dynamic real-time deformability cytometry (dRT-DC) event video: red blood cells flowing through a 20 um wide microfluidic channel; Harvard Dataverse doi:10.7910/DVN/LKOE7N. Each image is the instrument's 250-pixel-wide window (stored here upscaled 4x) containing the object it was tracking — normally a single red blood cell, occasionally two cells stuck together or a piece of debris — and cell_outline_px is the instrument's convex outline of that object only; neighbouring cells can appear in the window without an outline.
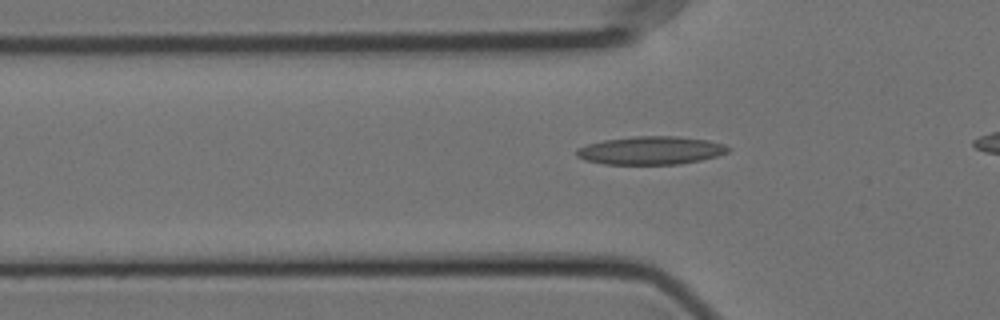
{"species": "Egyptian fruit bat (a non-hibernating species)", "species_latin": "Rousettus aegyptiacus", "temperature_condition": "cold", "stored_images_in_passage": 31, "camera_frame_rate_fps": 3000, "um_per_image_px": 0.085, "animal": {"sex": "female"}, "frame": {"image": 1, "passage_image": 3, "time_ms": 0.667, "image_size_px": [1000, 320], "cell_outline_px": [[732, 148], [728, 152], [716, 156], [700, 160], [680, 164], [604, 164], [584, 160], [576, 156], [576, 148], [588, 144], [604, 140], [636, 136], [676, 136], [708, 140], [724, 144]], "centroid_in_image_um": [55.32, 12.79], "position_along_channel_um": 70.5, "area_um2": 24.91}}
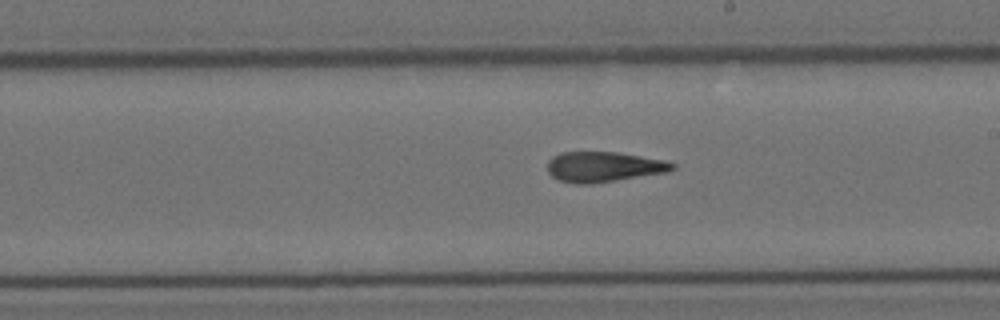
{"frame": {"image": 2, "passage_image": 17, "time_ms": 5.333, "image_size_px": [1000, 320], "cell_outline_px": [[676, 168], [668, 172], [592, 184], [572, 184], [560, 180], [552, 176], [548, 172], [548, 160], [552, 156], [560, 152], [616, 152], [664, 160], [676, 164]], "centroid_in_image_um": [51.3, 14.18], "position_along_channel_um": 237.7, "area_um2": 22.14}}
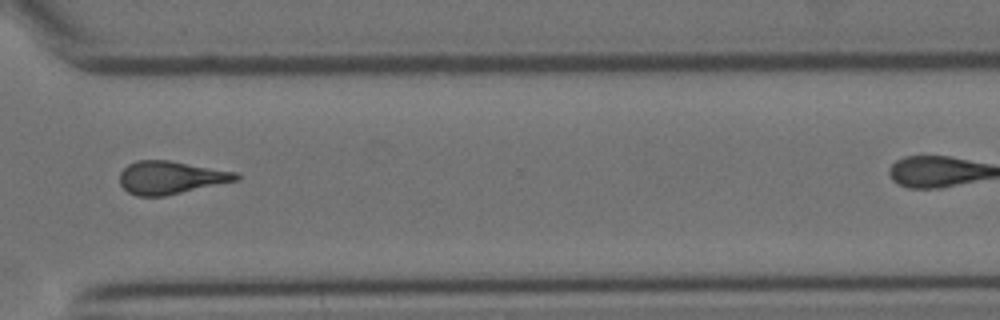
{"frame": {"image": 3, "passage_image": 27, "time_ms": 8.667, "image_size_px": [1000, 320], "cell_outline_px": [[240, 180], [164, 196], [136, 196], [128, 192], [120, 184], [120, 172], [128, 164], [136, 160], [168, 160], [236, 172], [240, 176]], "centroid_in_image_um": [14.5, 15.09], "position_along_channel_um": 356.1, "area_um2": 22.31}}